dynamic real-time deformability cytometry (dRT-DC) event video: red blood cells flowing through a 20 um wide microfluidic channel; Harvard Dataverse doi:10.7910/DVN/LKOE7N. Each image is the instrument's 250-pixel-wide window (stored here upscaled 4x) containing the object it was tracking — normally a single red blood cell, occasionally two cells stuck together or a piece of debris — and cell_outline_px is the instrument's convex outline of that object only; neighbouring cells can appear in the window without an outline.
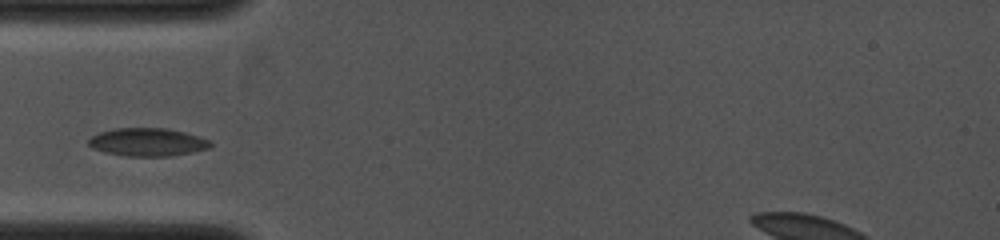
{"species": "common noctule bat (a hibernating species)", "species_latin": "Nyctalus noctula", "temperature_condition": "cold", "stored_images_in_passage": 8, "camera_frame_rate_fps": 4000, "um_per_image_px": 0.085, "animal": {"sex": "female", "body_mass_g": 19.0, "forearm_length_mm": 53.3}, "frame": {"image": 1, "passage_image": 3, "time_ms": 1.0, "image_size_px": [1000, 240], "cell_outline_px": [[212, 144], [208, 148], [192, 152], [172, 156], [128, 156], [104, 152], [92, 148], [88, 144], [88, 140], [92, 136], [100, 132], [116, 128], [168, 128], [184, 132], [208, 140]], "centroid_in_image_um": [12.51, 12.08], "position_along_channel_um": 72.5, "area_um2": 19.77}}
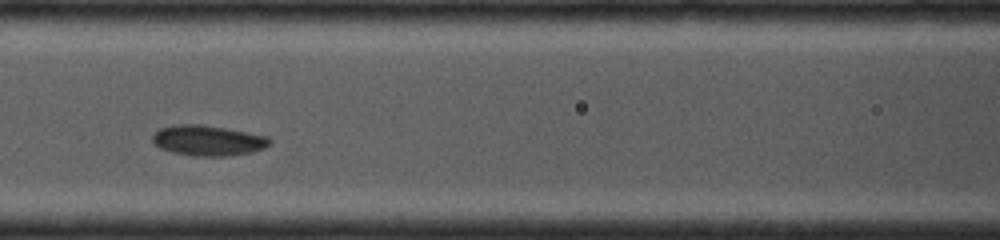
{"frame": {"image": 2, "passage_image": 5, "time_ms": 2.5, "image_size_px": [1000, 240], "cell_outline_px": [[272, 140], [264, 148], [252, 152], [228, 156], [196, 156], [172, 152], [160, 148], [152, 144], [152, 136], [160, 128], [176, 124], [200, 124], [224, 128], [268, 136]], "centroid_in_image_um": [17.65, 11.94], "position_along_channel_um": 148.9, "area_um2": 20.75}}
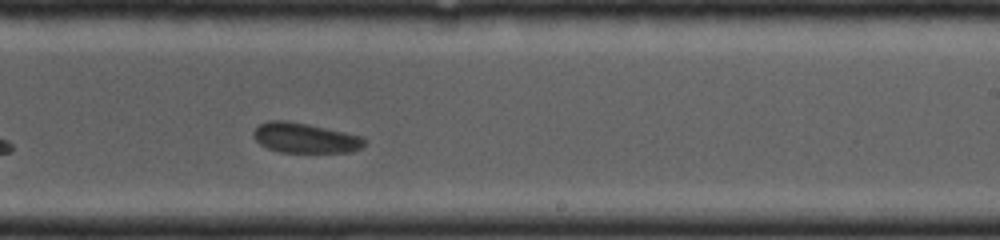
{"frame": {"image": 3, "passage_image": 8, "time_ms": 4.75, "image_size_px": [1000, 240], "cell_outline_px": [[368, 140], [360, 148], [352, 152], [280, 152], [268, 148], [260, 144], [256, 140], [252, 132], [260, 124], [268, 120], [288, 120], [308, 124], [364, 136]], "centroid_in_image_um": [25.96, 11.72], "position_along_channel_um": 263.0, "area_um2": 19.54}}